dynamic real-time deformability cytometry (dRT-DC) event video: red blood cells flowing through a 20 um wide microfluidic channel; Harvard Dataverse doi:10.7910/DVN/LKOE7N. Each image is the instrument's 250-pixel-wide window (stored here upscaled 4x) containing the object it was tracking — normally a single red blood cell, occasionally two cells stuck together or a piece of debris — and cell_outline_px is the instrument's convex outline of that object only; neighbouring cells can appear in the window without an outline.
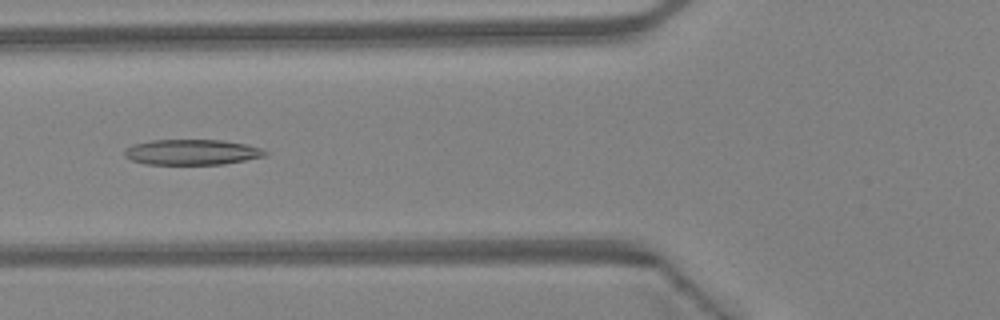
{"species": "Egyptian fruit bat (a non-hibernating species)", "species_latin": "Rousettus aegyptiacus", "temperature_condition": "warm", "stored_images_in_passage": 44, "camera_frame_rate_fps": 3000, "um_per_image_px": 0.085, "animal": {"sex": "female"}, "frame": {"image": 1, "passage_image": 16, "time_ms": 5.0, "image_size_px": [1000, 320], "cell_outline_px": [[268, 156], [224, 164], [144, 164], [132, 160], [124, 156], [124, 152], [132, 144], [152, 140], [224, 140], [244, 144], [260, 148], [268, 152]], "centroid_in_image_um": [16.33, 12.93], "position_along_channel_um": 109.5, "area_um2": 20.87}}
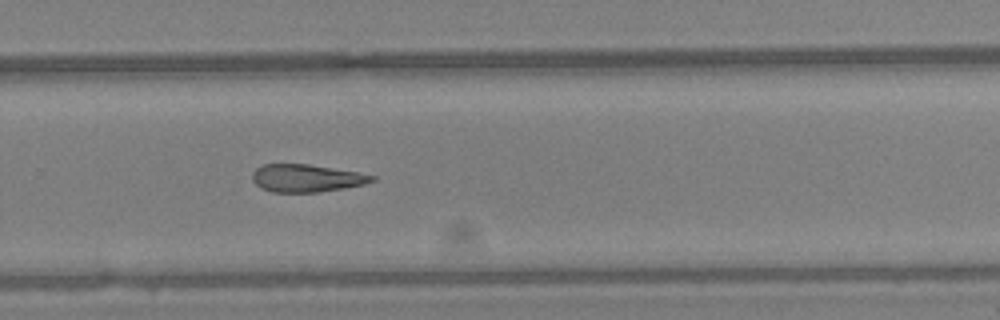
{"frame": {"image": 2, "passage_image": 29, "time_ms": 9.333, "image_size_px": [1000, 320], "cell_outline_px": [[376, 180], [364, 184], [344, 188], [320, 192], [272, 192], [260, 188], [252, 180], [252, 172], [256, 168], [264, 164], [308, 164], [356, 172], [376, 176]], "centroid_in_image_um": [26.02, 15.15], "position_along_channel_um": 303.8, "area_um2": 19.25}}
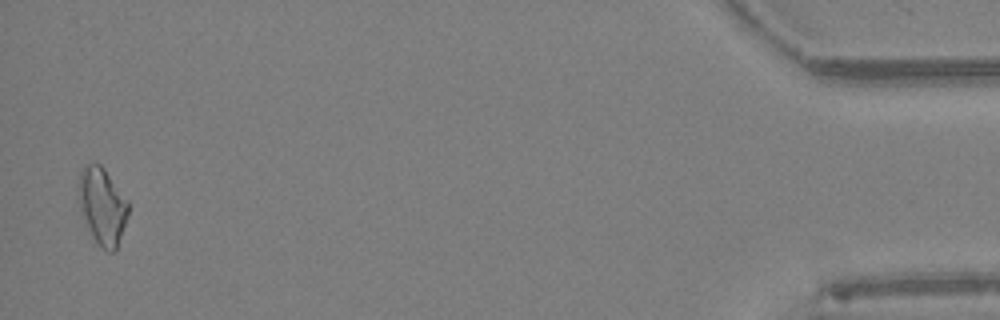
{"frame": {"image": 3, "passage_image": 43, "time_ms": 14.0, "image_size_px": [1000, 320], "cell_outline_px": [[128, 216], [116, 252], [108, 252], [92, 236], [76, 200], [76, 184], [80, 172], [88, 164], [100, 164], [104, 168], [128, 200]], "centroid_in_image_um": [8.67, 17.5], "position_along_channel_um": 426.5, "area_um2": 22.48}}